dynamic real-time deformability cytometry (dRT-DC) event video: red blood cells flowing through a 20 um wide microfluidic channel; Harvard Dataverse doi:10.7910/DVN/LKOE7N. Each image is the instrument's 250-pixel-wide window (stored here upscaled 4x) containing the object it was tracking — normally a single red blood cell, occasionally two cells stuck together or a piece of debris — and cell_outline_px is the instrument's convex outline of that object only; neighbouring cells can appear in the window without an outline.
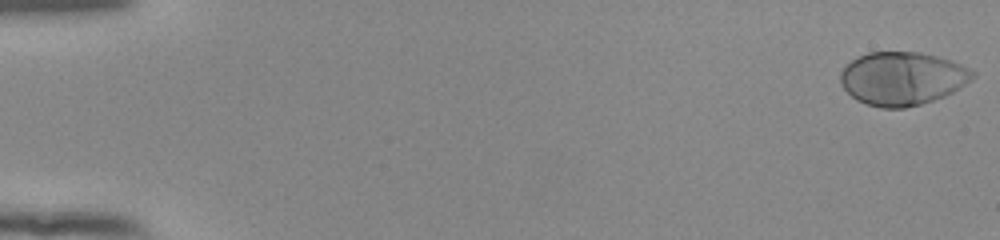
{"species": "human", "species_latin": "Homo sapiens", "temperature_condition": "room temperature", "stored_images_in_passage": 49, "camera_frame_rate_fps": 3000, "um_per_image_px": 0.085, "donor": {"sex": "female"}, "frame": {"image": 1, "passage_image": 1, "time_ms": 0.0, "image_size_px": [1000, 240], "cell_outline_px": [[976, 76], [972, 80], [952, 92], [944, 96], [920, 104], [904, 108], [880, 108], [856, 100], [840, 84], [840, 72], [856, 56], [868, 52], [920, 52], [936, 56], [960, 64], [976, 72]], "centroid_in_image_um": [76.68, 6.67], "position_along_channel_um": 8.3, "area_um2": 40.98}}
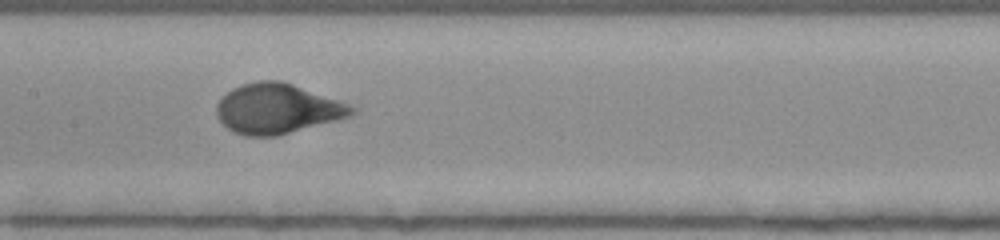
{"frame": {"image": 2, "passage_image": 28, "time_ms": 9.0, "image_size_px": [1000, 240], "cell_outline_px": [[360, 108], [352, 116], [276, 136], [244, 136], [232, 132], [220, 120], [216, 112], [216, 104], [232, 88], [240, 84], [260, 80], [280, 80], [292, 84]], "centroid_in_image_um": [23.58, 9.24], "position_along_channel_um": 183.8, "area_um2": 39.25}}
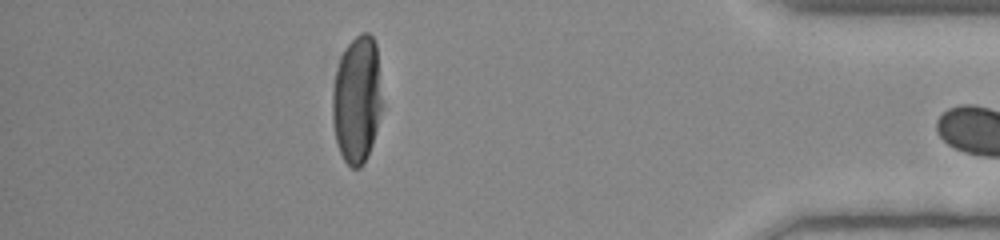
{"frame": {"image": 3, "passage_image": 48, "time_ms": 15.667, "image_size_px": [1000, 240], "cell_outline_px": [[380, 112], [372, 144], [368, 156], [364, 164], [360, 168], [352, 168], [344, 160], [340, 152], [336, 140], [332, 120], [332, 92], [336, 68], [340, 56], [348, 44], [360, 32], [368, 32], [372, 36], [376, 44], [380, 96]], "centroid_in_image_um": [30.3, 8.47], "position_along_channel_um": 404.9, "area_um2": 36.53}}